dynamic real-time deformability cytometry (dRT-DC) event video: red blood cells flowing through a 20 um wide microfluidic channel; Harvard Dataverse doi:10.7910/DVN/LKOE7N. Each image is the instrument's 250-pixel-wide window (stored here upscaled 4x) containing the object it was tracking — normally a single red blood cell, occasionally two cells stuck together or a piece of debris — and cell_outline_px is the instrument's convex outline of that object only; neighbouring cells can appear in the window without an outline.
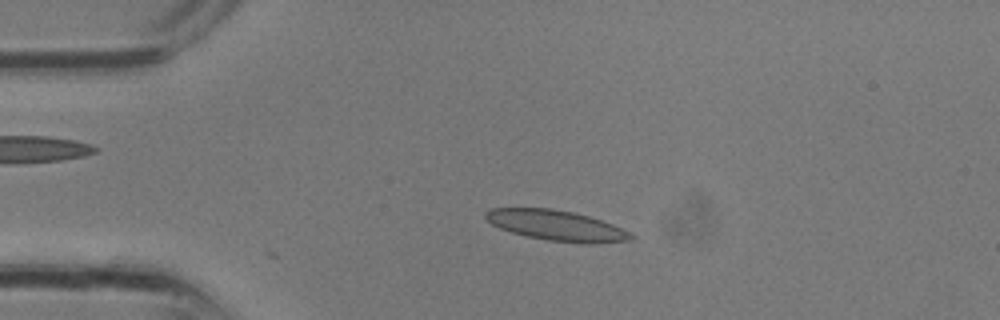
{"species": "common noctule bat (a hibernating species)", "species_latin": "Nyctalus noctula", "temperature_condition": "room temperature", "stored_images_in_passage": 6, "camera_frame_rate_fps": 3000, "um_per_image_px": 0.085, "animal": {"sex": "male", "body_mass_g": 13.3}, "frame": {"image": 1, "passage_image": 6, "time_ms": 1.667, "image_size_px": [1000, 320], "cell_outline_px": [[636, 236], [632, 240], [592, 244], [588, 244], [548, 240], [528, 236], [512, 232], [500, 228], [492, 224], [484, 216], [484, 212], [488, 208], [552, 208], [572, 212], [588, 216], [612, 224]], "centroid_in_image_um": [47.29, 19.16], "position_along_channel_um": 37.7, "area_um2": 25.61}}